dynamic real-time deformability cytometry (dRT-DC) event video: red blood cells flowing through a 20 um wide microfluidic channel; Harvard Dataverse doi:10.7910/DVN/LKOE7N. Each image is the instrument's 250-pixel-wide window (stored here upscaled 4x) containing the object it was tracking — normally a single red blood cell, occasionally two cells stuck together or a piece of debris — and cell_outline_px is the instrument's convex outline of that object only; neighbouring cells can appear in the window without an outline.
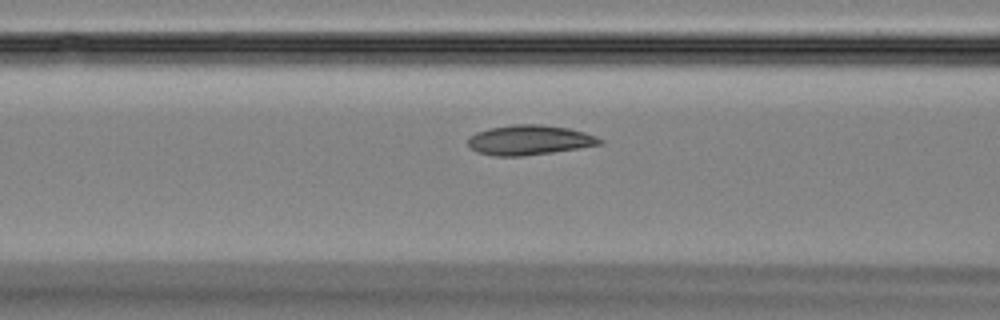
{"species": "Egyptian fruit bat (a non-hibernating species)", "species_latin": "Rousettus aegyptiacus", "temperature_condition": "room temperature", "stored_images_in_passage": 12, "camera_frame_rate_fps": 3000, "um_per_image_px": 0.085, "animal": {"sex": "female"}, "frame": {"image": 1, "passage_image": 10, "time_ms": 3.0, "image_size_px": [1000, 320], "cell_outline_px": [[604, 144], [580, 148], [524, 156], [492, 156], [476, 152], [468, 144], [468, 136], [476, 132], [488, 128], [516, 124], [540, 124], [568, 128], [584, 132], [596, 136], [604, 140]], "centroid_in_image_um": [45.0, 11.9], "position_along_channel_um": 121.6, "area_um2": 23.12}}